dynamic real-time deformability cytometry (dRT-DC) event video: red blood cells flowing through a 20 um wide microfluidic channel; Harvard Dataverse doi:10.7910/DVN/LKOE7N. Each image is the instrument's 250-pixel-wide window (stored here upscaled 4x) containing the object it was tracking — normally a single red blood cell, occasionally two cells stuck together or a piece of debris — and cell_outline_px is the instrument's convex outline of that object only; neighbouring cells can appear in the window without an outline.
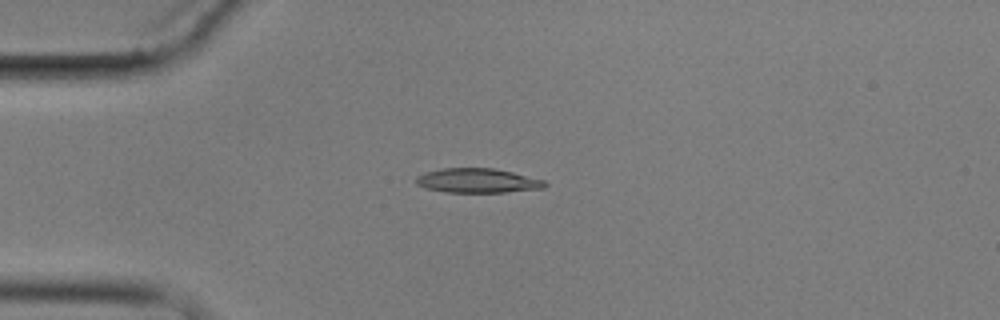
{"species": "common noctule bat (a hibernating species)", "species_latin": "Nyctalus noctula", "temperature_condition": "cold", "stored_images_in_passage": 3, "camera_frame_rate_fps": 3000, "um_per_image_px": 0.085, "animal": {"sex": "male", "body_mass_g": 17.9}, "frame": {"image": 1, "passage_image": 2, "time_ms": 1.333, "image_size_px": [1000, 320], "cell_outline_px": [[548, 184], [544, 188], [504, 192], [444, 192], [424, 188], [416, 184], [416, 176], [424, 172], [440, 168], [492, 168], [512, 172], [544, 180]], "centroid_in_image_um": [40.55, 15.35], "position_along_channel_um": 44.5, "area_um2": 18.38}}